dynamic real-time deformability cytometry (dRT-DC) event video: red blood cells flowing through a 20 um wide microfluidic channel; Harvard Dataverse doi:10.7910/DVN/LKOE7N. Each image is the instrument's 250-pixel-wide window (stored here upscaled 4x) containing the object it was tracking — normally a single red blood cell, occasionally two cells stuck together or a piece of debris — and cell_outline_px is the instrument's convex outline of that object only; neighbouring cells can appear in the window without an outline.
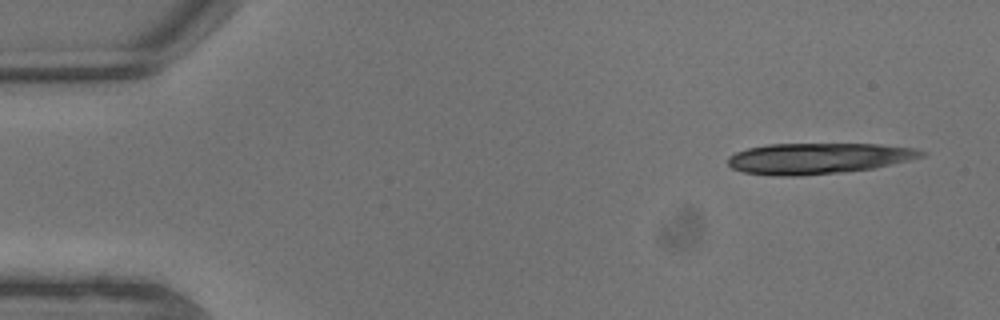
{"species": "common noctule bat (a hibernating species)", "species_latin": "Nyctalus noctula", "temperature_condition": "warm", "stored_images_in_passage": 8, "camera_frame_rate_fps": 3000, "um_per_image_px": 0.085, "animal": {"sex": "male", "body_mass_g": 13.3}, "frame": {"image": 1, "passage_image": 1, "time_ms": 0.0, "image_size_px": [1000, 320], "cell_outline_px": [[928, 152], [924, 156], [876, 168], [844, 172], [800, 176], [772, 176], [744, 172], [732, 168], [728, 164], [728, 156], [736, 152], [748, 148], [768, 144], [880, 144], [916, 148]], "centroid_in_image_um": [69.56, 13.46], "position_along_channel_um": 15.4, "area_um2": 35.08}}
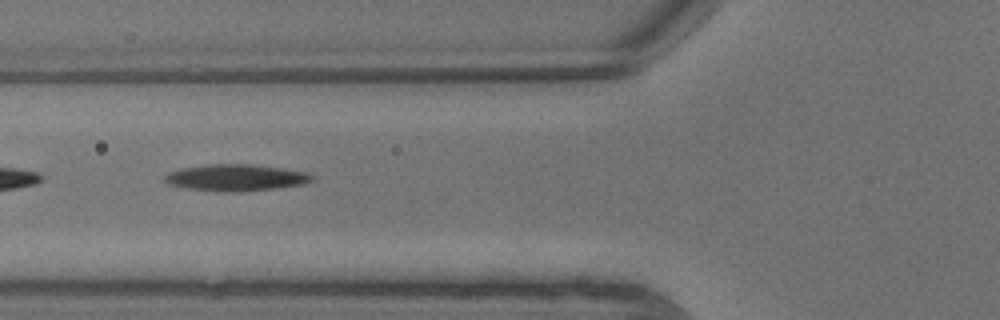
{"frame": {"image": 2, "passage_image": 7, "time_ms": 2.0, "image_size_px": [1000, 320], "cell_outline_px": [[316, 180], [304, 184], [276, 188], [224, 192], [216, 192], [188, 188], [168, 184], [160, 180], [168, 172], [180, 168], [208, 164], [252, 164], [284, 168], [304, 172], [316, 176]], "centroid_in_image_um": [20.03, 15.09], "position_along_channel_um": 105.8, "area_um2": 23.06}}
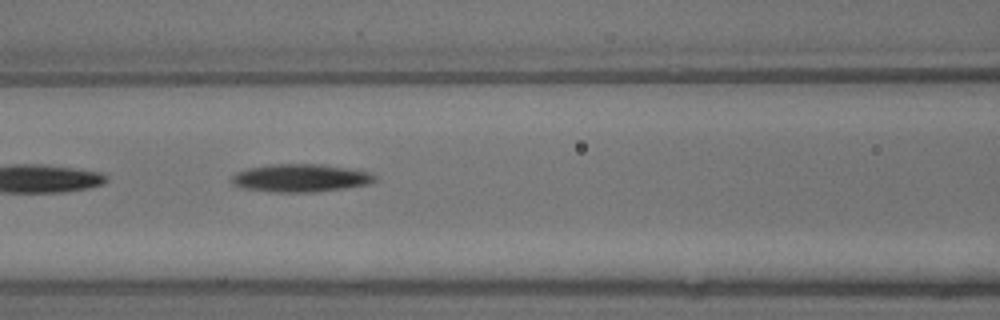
{"frame": {"image": 3, "passage_image": 8, "time_ms": 2.333, "image_size_px": [1000, 320], "cell_outline_px": [[376, 180], [368, 184], [344, 188], [316, 192], [276, 192], [240, 188], [232, 184], [232, 176], [236, 172], [248, 168], [268, 164], [320, 164], [348, 168], [372, 172], [376, 176]], "centroid_in_image_um": [25.54, 15.13], "position_along_channel_um": 141.1, "area_um2": 23.41}}